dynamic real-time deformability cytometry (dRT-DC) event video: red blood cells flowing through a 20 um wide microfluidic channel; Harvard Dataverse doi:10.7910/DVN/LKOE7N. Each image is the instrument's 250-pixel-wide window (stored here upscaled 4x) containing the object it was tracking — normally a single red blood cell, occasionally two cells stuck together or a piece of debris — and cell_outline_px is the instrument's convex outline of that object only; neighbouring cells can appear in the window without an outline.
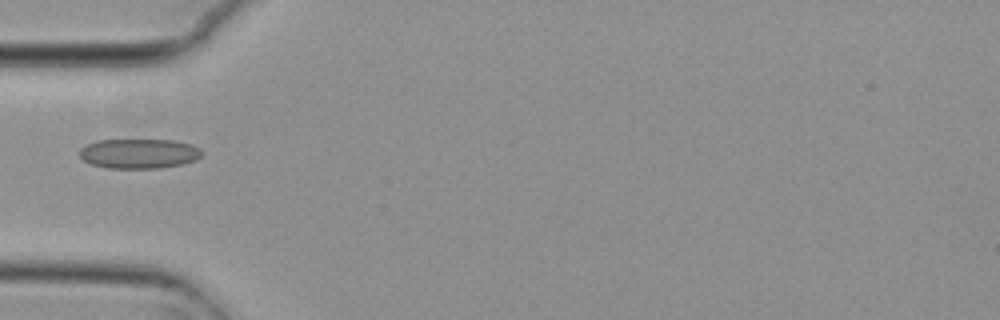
{"species": "common noctule bat (a hibernating species)", "species_latin": "Nyctalus noctula", "temperature_condition": "cold", "stored_images_in_passage": 5, "camera_frame_rate_fps": 3000, "um_per_image_px": 0.085, "animal": {"sex": "female", "body_mass_g": 29.2, "forearm_length_mm": 56.3}, "frame": {"image": 1, "passage_image": 5, "time_ms": 1.333, "image_size_px": [1000, 320], "cell_outline_px": [[200, 156], [196, 160], [184, 164], [160, 168], [108, 168], [92, 164], [84, 160], [80, 156], [80, 148], [88, 144], [100, 140], [176, 140], [192, 144], [200, 148]], "centroid_in_image_um": [11.85, 13.05], "position_along_channel_um": 73.2, "area_um2": 21.15}}